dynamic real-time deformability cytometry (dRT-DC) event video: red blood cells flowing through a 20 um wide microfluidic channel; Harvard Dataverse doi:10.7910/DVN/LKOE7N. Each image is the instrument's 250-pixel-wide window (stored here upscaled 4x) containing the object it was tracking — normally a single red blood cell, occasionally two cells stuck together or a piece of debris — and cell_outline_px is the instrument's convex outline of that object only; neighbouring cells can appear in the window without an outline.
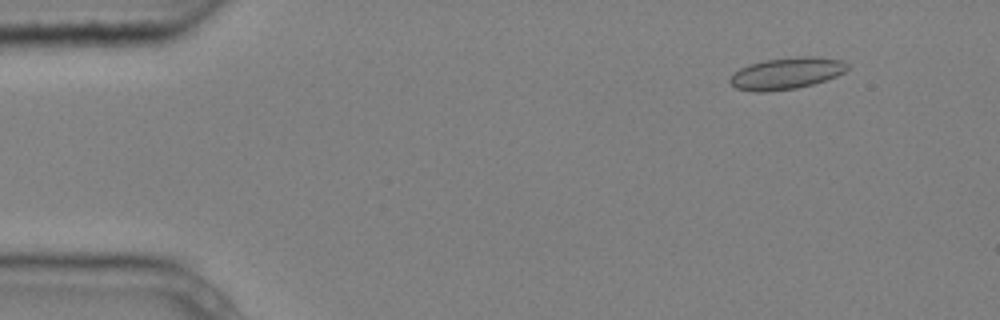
{"species": "common noctule bat (a hibernating species)", "species_latin": "Nyctalus noctula", "temperature_condition": "cold", "stored_images_in_passage": 4, "camera_frame_rate_fps": 3000, "um_per_image_px": 0.085, "animal": {"sex": "male", "body_mass_g": 20.4}, "frame": {"image": 1, "passage_image": 1, "time_ms": 0.0, "image_size_px": [1000, 320], "cell_outline_px": [[848, 68], [844, 72], [836, 76], [812, 84], [796, 88], [768, 92], [756, 92], [736, 88], [728, 80], [740, 68], [748, 64], [764, 60], [796, 56], [816, 56], [840, 60], [848, 64]], "centroid_in_image_um": [66.84, 6.23], "position_along_channel_um": 18.2, "area_um2": 21.62}}
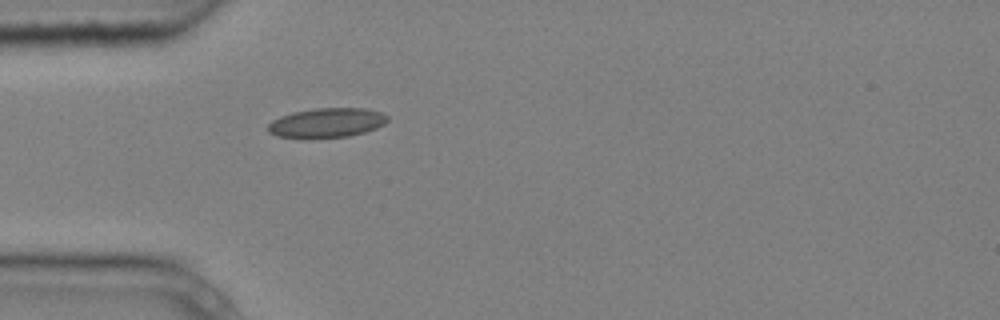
{"frame": {"image": 2, "passage_image": 4, "time_ms": 1.0, "image_size_px": [1000, 320], "cell_outline_px": [[388, 120], [384, 124], [376, 128], [364, 132], [348, 136], [312, 140], [276, 136], [268, 132], [268, 124], [272, 120], [280, 116], [292, 112], [316, 108], [364, 108], [380, 112], [388, 116]], "centroid_in_image_um": [27.73, 10.46], "position_along_channel_um": 57.3, "area_um2": 21.04}}